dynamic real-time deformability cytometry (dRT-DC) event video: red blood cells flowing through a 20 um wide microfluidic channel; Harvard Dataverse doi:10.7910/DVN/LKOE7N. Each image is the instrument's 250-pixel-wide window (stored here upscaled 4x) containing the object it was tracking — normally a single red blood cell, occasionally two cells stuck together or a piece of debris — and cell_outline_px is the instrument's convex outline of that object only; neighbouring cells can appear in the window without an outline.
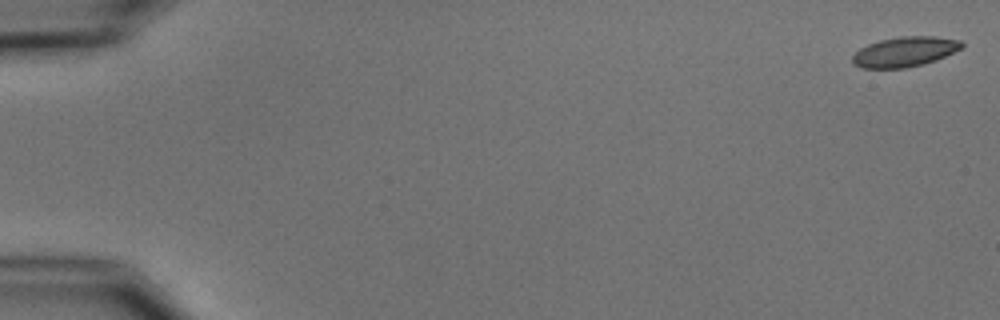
{"species": "common noctule bat (a hibernating species)", "species_latin": "Nyctalus noctula", "temperature_condition": "cold", "stored_images_in_passage": 7, "camera_frame_rate_fps": 3000, "um_per_image_px": 0.085, "animal": {"sex": "male", "body_mass_g": 15.6}, "frame": {"image": 1, "passage_image": 1, "time_ms": 0.0, "image_size_px": [1000, 320], "cell_outline_px": [[964, 48], [936, 60], [924, 64], [904, 68], [860, 68], [852, 64], [852, 56], [860, 48], [868, 44], [880, 40], [900, 36], [936, 36], [960, 40], [964, 44]], "centroid_in_image_um": [76.92, 4.4], "position_along_channel_um": 8.1, "area_um2": 19.31}}
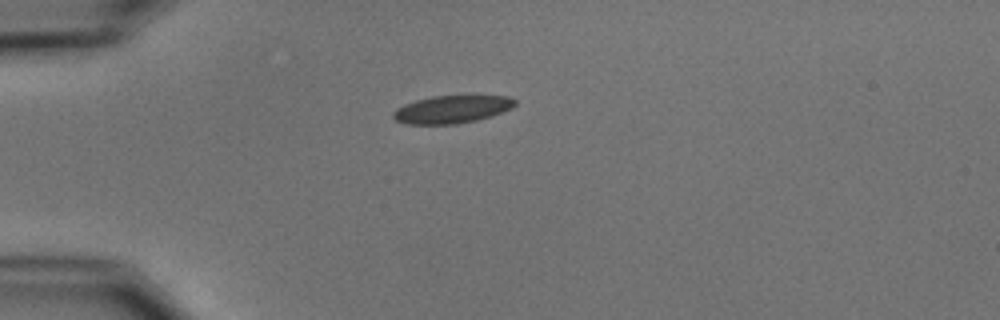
{"frame": {"image": 2, "passage_image": 5, "time_ms": 4.667, "image_size_px": [1000, 320], "cell_outline_px": [[516, 104], [512, 108], [492, 116], [476, 120], [456, 124], [408, 124], [396, 120], [392, 116], [392, 112], [396, 108], [404, 104], [416, 100], [432, 96], [508, 96], [516, 100]], "centroid_in_image_um": [38.4, 9.29], "position_along_channel_um": 46.6, "area_um2": 19.65}}